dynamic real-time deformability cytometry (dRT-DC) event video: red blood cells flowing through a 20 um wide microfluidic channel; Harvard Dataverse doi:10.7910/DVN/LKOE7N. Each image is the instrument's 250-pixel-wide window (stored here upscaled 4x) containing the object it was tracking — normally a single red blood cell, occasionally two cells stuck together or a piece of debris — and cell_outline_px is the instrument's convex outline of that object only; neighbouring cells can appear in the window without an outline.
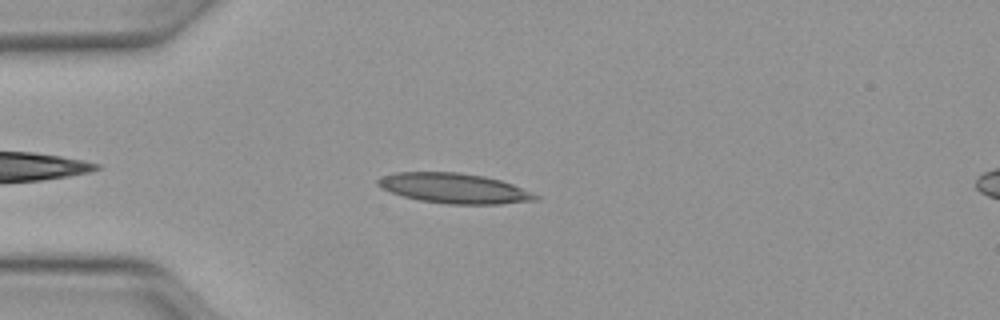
{"species": "Egyptian fruit bat (a non-hibernating species)", "species_latin": "Rousettus aegyptiacus", "temperature_condition": "warm", "stored_images_in_passage": 35, "camera_frame_rate_fps": 3000, "um_per_image_px": 0.085, "animal": {"sex": "female"}, "frame": {"image": 1, "passage_image": 5, "time_ms": 1.333, "image_size_px": [1000, 320], "cell_outline_px": [[540, 196], [536, 200], [500, 204], [448, 204], [420, 200], [404, 196], [380, 188], [376, 184], [376, 180], [384, 176], [396, 172], [456, 172], [484, 176], [500, 180], [512, 184]], "centroid_in_image_um": [38.59, 16.0], "position_along_channel_um": 46.4, "area_um2": 27.4}}
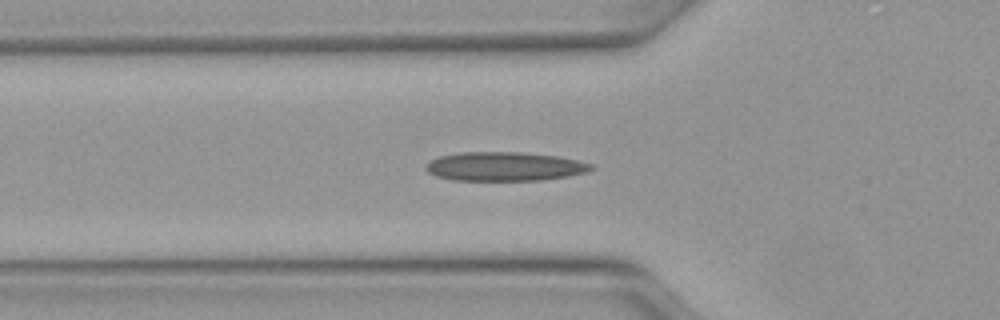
{"frame": {"image": 2, "passage_image": 9, "time_ms": 2.667, "image_size_px": [1000, 320], "cell_outline_px": [[596, 168], [584, 172], [568, 176], [544, 180], [452, 180], [436, 176], [428, 172], [424, 168], [432, 160], [440, 156], [460, 152], [520, 152], [556, 156], [576, 160], [592, 164]], "centroid_in_image_um": [42.88, 14.15], "position_along_channel_um": 82.9, "area_um2": 27.74}}
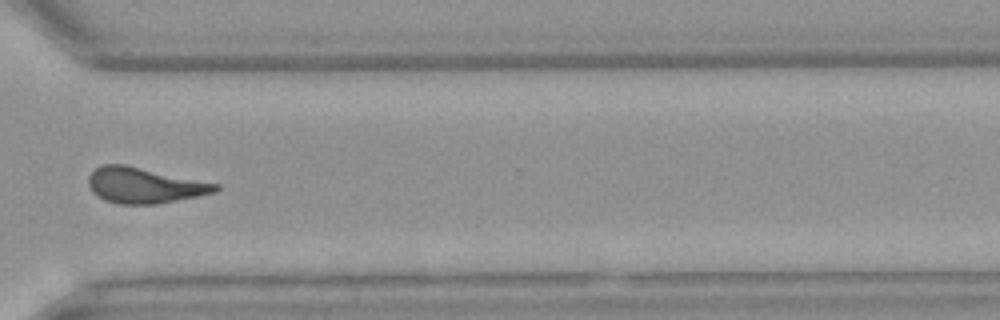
{"frame": {"image": 3, "passage_image": 29, "time_ms": 9.333, "image_size_px": [1000, 320], "cell_outline_px": [[220, 188], [216, 192], [156, 204], [116, 204], [104, 200], [92, 192], [88, 184], [88, 176], [100, 164], [124, 164], [220, 184]], "centroid_in_image_um": [12.25, 15.75], "position_along_channel_um": 358.4, "area_um2": 26.36}, "authors_computed_cell_mechanics": {"area_um2": 26.2412, "velocity_mm_per_s": 4.1245, "shape_relaxation_time_tau1_ms": null, "shape_relaxation_time_tau2_ms": 2.2956, "deformation_change_tau1": null, "deformation_change_tau2": 0.1185}}